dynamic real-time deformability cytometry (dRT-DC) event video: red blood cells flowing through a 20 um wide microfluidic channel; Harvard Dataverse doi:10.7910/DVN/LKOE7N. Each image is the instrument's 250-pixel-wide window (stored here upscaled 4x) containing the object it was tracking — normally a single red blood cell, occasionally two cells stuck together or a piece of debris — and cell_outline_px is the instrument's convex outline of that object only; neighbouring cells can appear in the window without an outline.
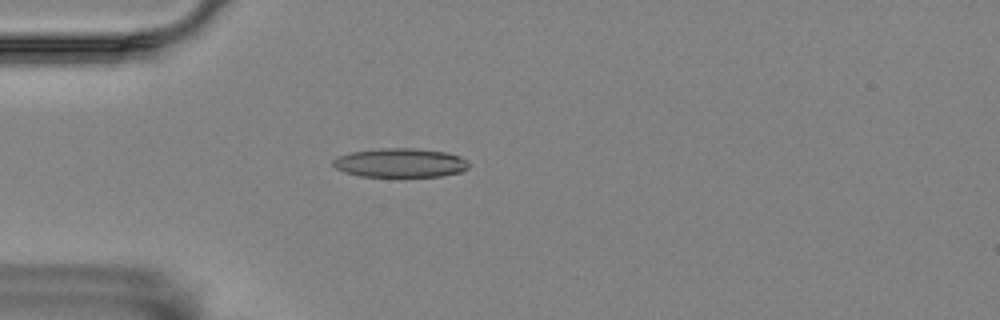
{"species": "Egyptian fruit bat (a non-hibernating species)", "species_latin": "Rousettus aegyptiacus", "temperature_condition": "room temperature", "stored_images_in_passage": 56, "camera_frame_rate_fps": 3000, "um_per_image_px": 0.085, "animal": {"sex": "female"}, "frame": {"image": 1, "passage_image": 15, "time_ms": 4.667, "image_size_px": [1000, 320], "cell_outline_px": [[468, 168], [460, 172], [440, 176], [360, 176], [344, 172], [336, 168], [332, 164], [332, 160], [340, 156], [352, 152], [380, 148], [412, 148], [444, 152], [460, 156], [468, 164]], "centroid_in_image_um": [33.99, 13.84], "position_along_channel_um": 51.0, "area_um2": 22.66}}
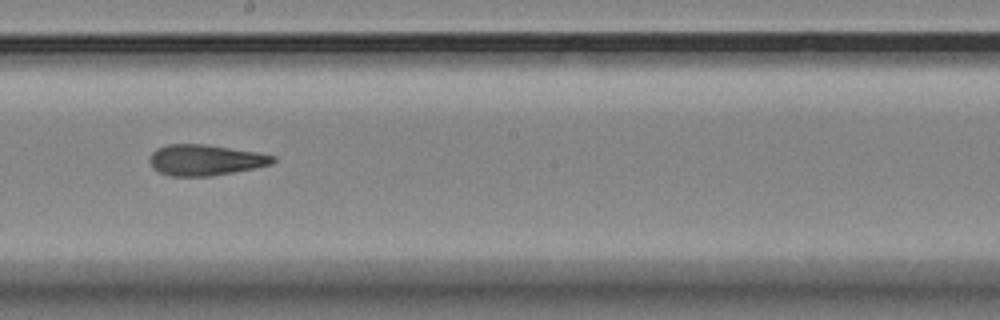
{"frame": {"image": 2, "passage_image": 31, "time_ms": 10.0, "image_size_px": [1000, 320], "cell_outline_px": [[276, 160], [272, 164], [256, 168], [212, 176], [168, 176], [152, 168], [148, 160], [152, 152], [156, 148], [168, 144], [204, 144], [256, 152], [276, 156]], "centroid_in_image_um": [17.43, 13.6], "position_along_channel_um": 230.8, "area_um2": 22.31}}
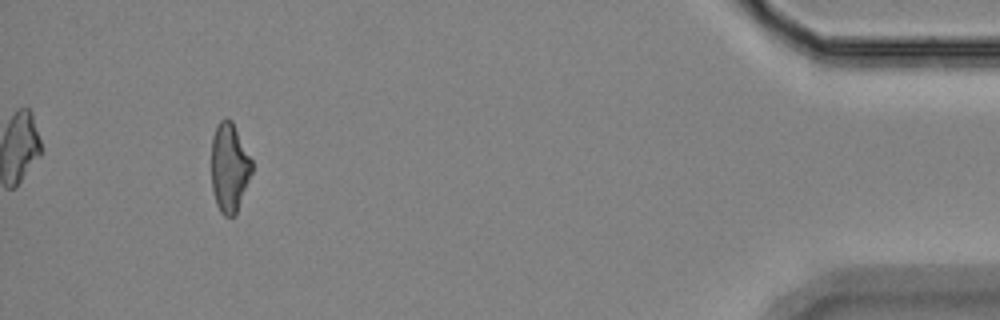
{"frame": {"image": 3, "passage_image": 52, "time_ms": 17.0, "image_size_px": [1000, 320], "cell_outline_px": [[252, 172], [236, 212], [232, 216], [224, 216], [220, 212], [216, 204], [212, 188], [212, 136], [216, 124], [224, 116], [228, 116], [232, 120], [252, 160]], "centroid_in_image_um": [19.48, 14.18], "position_along_channel_um": 415.7, "area_um2": 21.04}, "authors_computed_cell_mechanics": {"area_um2": 22.0796, "velocity_mm_per_s": 3.5458, "shape_relaxation_time_tau1_ms": null, "shape_relaxation_time_tau2_ms": 3.4162, "deformation_change_tau1": null, "deformation_change_tau2": 0.1256}}